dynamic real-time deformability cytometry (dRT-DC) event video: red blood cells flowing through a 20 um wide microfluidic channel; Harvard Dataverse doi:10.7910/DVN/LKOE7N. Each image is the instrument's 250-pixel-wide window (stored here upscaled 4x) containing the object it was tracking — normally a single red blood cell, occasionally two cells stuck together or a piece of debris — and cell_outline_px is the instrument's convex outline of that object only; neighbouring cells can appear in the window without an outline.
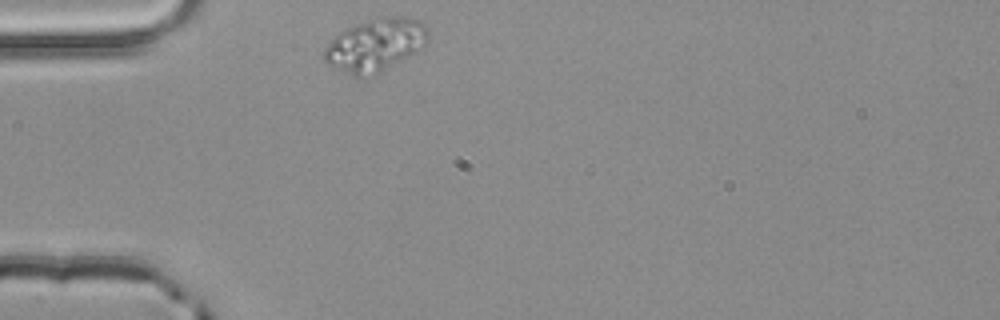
{"species": "common noctule bat (a hibernating species)", "species_latin": "Nyctalus noctula", "temperature_condition": "room temperature", "stored_images_in_passage": 40, "camera_frame_rate_fps": 3000, "um_per_image_px": 0.085, "animal": {"sex": "male", "body_mass_g": 20.4}, "frame": {"image": 1, "passage_image": 1, "time_ms": 0.0, "image_size_px": [1000, 320], "cell_outline_px": [[428, 44], [416, 52], [380, 72], [364, 80], [328, 64], [324, 60], [324, 48], [340, 32], [348, 28], [368, 20], [384, 16], [404, 16], [420, 20], [428, 28]], "centroid_in_image_um": [31.95, 3.83], "position_along_channel_um": 53.0, "area_um2": 31.91}}
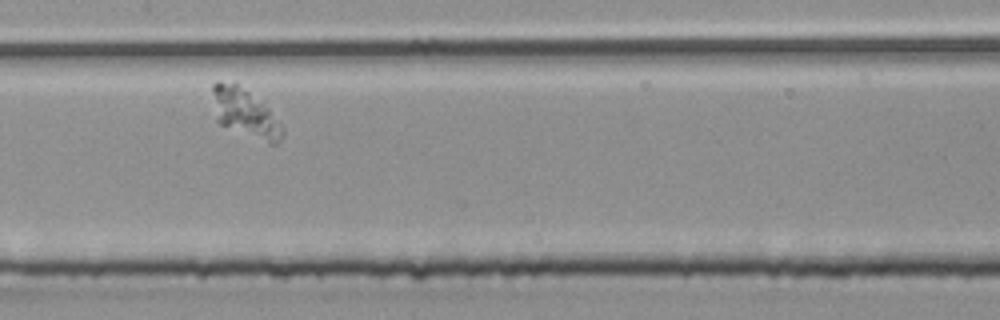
{"frame": {"image": 2, "passage_image": 13, "time_ms": 4.0, "image_size_px": [1000, 320], "cell_outline_px": [[284, 136], [276, 144], [268, 144], [220, 124], [216, 120], [212, 92], [212, 84], [216, 80], [220, 80], [236, 84], [248, 92], [268, 108], [284, 128]], "centroid_in_image_um": [20.83, 9.62], "position_along_channel_um": 186.6, "area_um2": 19.59}}
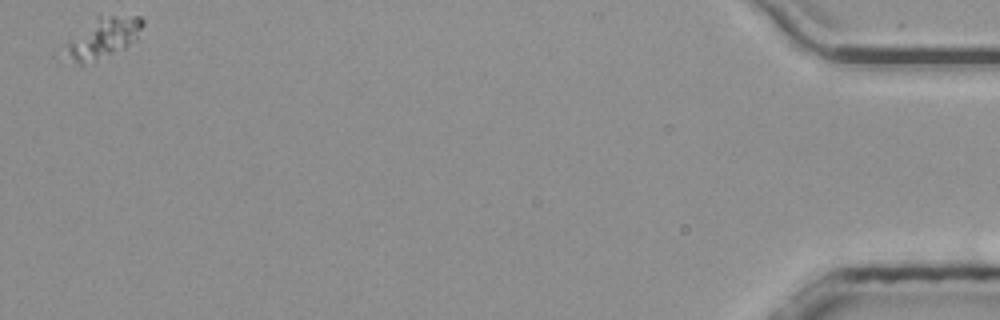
{"frame": {"image": 3, "passage_image": 40, "time_ms": 13.0, "image_size_px": [1000, 320], "cell_outline_px": [[144, 24], [136, 40], [124, 48], [96, 60], [80, 64], [60, 64], [52, 56], [52, 52], [100, 12], [140, 16], [144, 20]], "centroid_in_image_um": [8.46, 3.26], "position_along_channel_um": 426.7, "area_um2": 20.81}}